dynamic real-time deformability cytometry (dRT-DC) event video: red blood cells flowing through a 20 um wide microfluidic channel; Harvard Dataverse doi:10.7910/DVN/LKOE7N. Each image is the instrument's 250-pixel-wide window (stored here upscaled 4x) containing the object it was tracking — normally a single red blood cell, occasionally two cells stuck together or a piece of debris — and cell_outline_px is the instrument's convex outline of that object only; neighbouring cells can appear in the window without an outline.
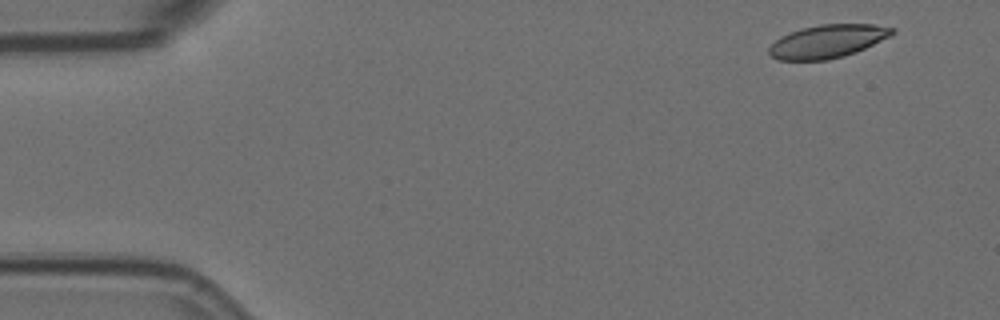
{"species": "Egyptian fruit bat (a non-hibernating species)", "species_latin": "Rousettus aegyptiacus", "temperature_condition": "room temperature", "stored_images_in_passage": 3, "camera_frame_rate_fps": 3000, "um_per_image_px": 0.085, "animal": {"sex": "female"}, "frame": {"image": 1, "passage_image": 1, "time_ms": 0.0, "image_size_px": [1000, 320], "cell_outline_px": [[896, 32], [856, 52], [844, 56], [828, 60], [780, 60], [772, 56], [768, 52], [768, 48], [780, 36], [788, 32], [800, 28], [820, 24], [872, 24], [896, 28]], "centroid_in_image_um": [70.31, 3.5], "position_along_channel_um": 14.7, "area_um2": 23.76}}
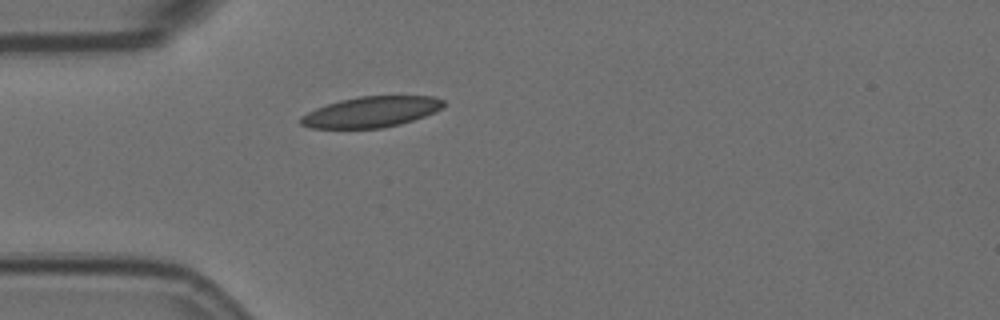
{"frame": {"image": 2, "passage_image": 3, "time_ms": 0.667, "image_size_px": [1000, 320], "cell_outline_px": [[444, 104], [440, 108], [424, 116], [400, 124], [380, 128], [308, 128], [300, 124], [300, 116], [316, 108], [340, 100], [360, 96], [432, 96], [444, 100]], "centroid_in_image_um": [31.51, 9.51], "position_along_channel_um": 53.5, "area_um2": 25.32}}